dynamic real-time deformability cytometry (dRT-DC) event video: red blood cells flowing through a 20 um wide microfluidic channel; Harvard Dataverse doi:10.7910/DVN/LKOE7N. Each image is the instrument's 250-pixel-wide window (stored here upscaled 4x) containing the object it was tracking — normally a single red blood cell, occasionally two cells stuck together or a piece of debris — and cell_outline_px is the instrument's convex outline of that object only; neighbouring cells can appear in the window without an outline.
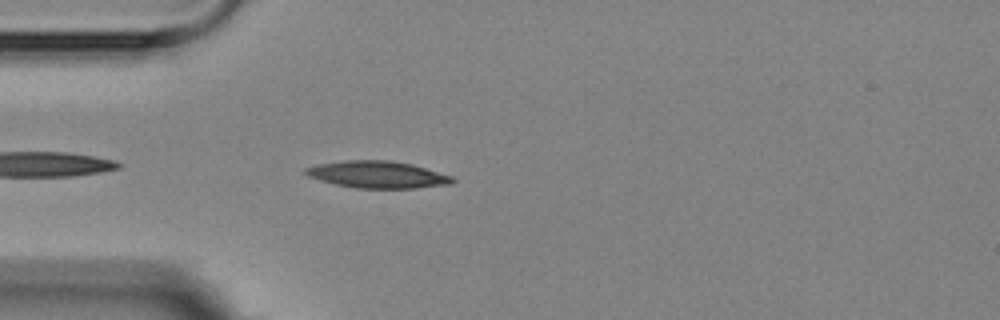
{"species": "Egyptian fruit bat (a non-hibernating species)", "species_latin": "Rousettus aegyptiacus", "temperature_condition": "room temperature", "stored_images_in_passage": 4, "camera_frame_rate_fps": 3000, "um_per_image_px": 0.085, "animal": {"sex": "female"}, "frame": {"image": 1, "passage_image": 4, "time_ms": 3.667, "image_size_px": [1000, 320], "cell_outline_px": [[456, 180], [452, 184], [416, 188], [356, 188], [336, 184], [320, 180], [308, 176], [304, 172], [304, 168], [316, 164], [344, 160], [392, 160], [412, 164], [452, 176]], "centroid_in_image_um": [32.09, 14.83], "position_along_channel_um": 52.9, "area_um2": 23.18}}